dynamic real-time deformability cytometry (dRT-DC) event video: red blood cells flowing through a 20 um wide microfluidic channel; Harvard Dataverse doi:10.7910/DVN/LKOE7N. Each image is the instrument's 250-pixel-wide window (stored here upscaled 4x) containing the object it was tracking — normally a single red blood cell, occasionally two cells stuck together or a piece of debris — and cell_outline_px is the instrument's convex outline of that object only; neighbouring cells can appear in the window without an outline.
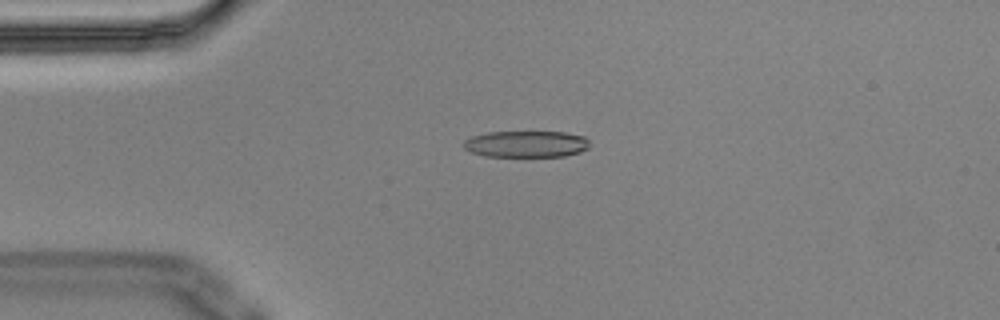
{"species": "Egyptian fruit bat (a non-hibernating species)", "species_latin": "Rousettus aegyptiacus", "temperature_condition": "cold", "stored_images_in_passage": 4, "camera_frame_rate_fps": 3000, "um_per_image_px": 0.085, "animal": {"sex": "male"}, "frame": {"image": 1, "passage_image": 2, "time_ms": 0.333, "image_size_px": [1000, 320], "cell_outline_px": [[588, 148], [580, 152], [564, 156], [484, 156], [472, 152], [464, 148], [464, 140], [472, 136], [488, 132], [564, 132], [584, 136], [588, 140]], "centroid_in_image_um": [44.73, 12.24], "position_along_channel_um": 40.3, "area_um2": 19.36}}